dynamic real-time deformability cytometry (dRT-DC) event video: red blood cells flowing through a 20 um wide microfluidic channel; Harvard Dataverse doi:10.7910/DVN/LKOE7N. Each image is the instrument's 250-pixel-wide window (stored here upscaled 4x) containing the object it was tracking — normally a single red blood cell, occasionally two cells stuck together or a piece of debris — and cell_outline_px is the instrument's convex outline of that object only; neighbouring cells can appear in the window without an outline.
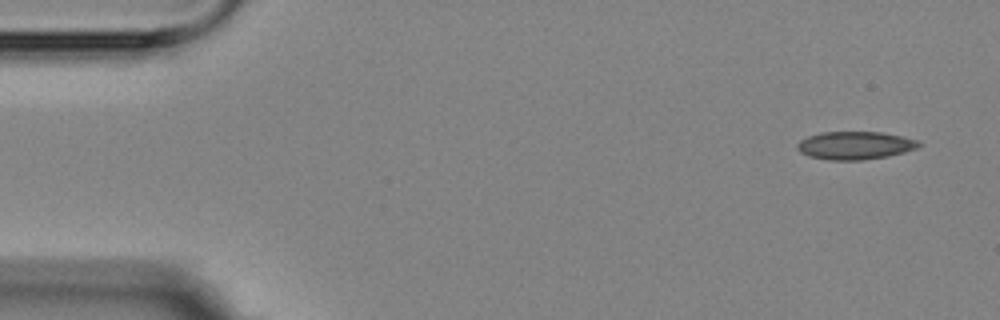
{"species": "Egyptian fruit bat (a non-hibernating species)", "species_latin": "Rousettus aegyptiacus", "temperature_condition": "room temperature", "stored_images_in_passage": 4, "camera_frame_rate_fps": 3000, "um_per_image_px": 0.085, "animal": {"sex": "female"}, "frame": {"image": 1, "passage_image": 1, "time_ms": 0.0, "image_size_px": [1000, 320], "cell_outline_px": [[924, 144], [916, 148], [904, 152], [888, 156], [860, 160], [828, 160], [808, 156], [800, 152], [796, 148], [796, 144], [800, 140], [808, 136], [820, 132], [884, 132], [916, 140]], "centroid_in_image_um": [72.65, 12.36], "position_along_channel_um": 12.4, "area_um2": 19.88}}